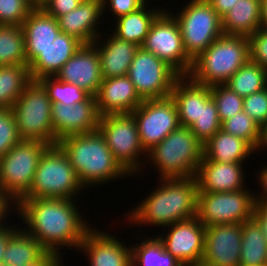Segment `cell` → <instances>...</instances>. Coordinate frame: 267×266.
<instances>
[{
	"mask_svg": "<svg viewBox=\"0 0 267 266\" xmlns=\"http://www.w3.org/2000/svg\"><path fill=\"white\" fill-rule=\"evenodd\" d=\"M98 130L118 163L129 173L140 169L139 155L143 149L137 123L132 113L109 114L100 117Z\"/></svg>",
	"mask_w": 267,
	"mask_h": 266,
	"instance_id": "30bf717a",
	"label": "cell"
},
{
	"mask_svg": "<svg viewBox=\"0 0 267 266\" xmlns=\"http://www.w3.org/2000/svg\"><path fill=\"white\" fill-rule=\"evenodd\" d=\"M131 264L134 266H183L171 253H168L157 238L146 240L131 247Z\"/></svg>",
	"mask_w": 267,
	"mask_h": 266,
	"instance_id": "e575fe53",
	"label": "cell"
},
{
	"mask_svg": "<svg viewBox=\"0 0 267 266\" xmlns=\"http://www.w3.org/2000/svg\"><path fill=\"white\" fill-rule=\"evenodd\" d=\"M26 58L29 65L61 32L57 19L43 8H33L23 21Z\"/></svg>",
	"mask_w": 267,
	"mask_h": 266,
	"instance_id": "cb8c5ba5",
	"label": "cell"
},
{
	"mask_svg": "<svg viewBox=\"0 0 267 266\" xmlns=\"http://www.w3.org/2000/svg\"><path fill=\"white\" fill-rule=\"evenodd\" d=\"M83 0H49L43 7V9L55 17L67 14L76 9Z\"/></svg>",
	"mask_w": 267,
	"mask_h": 266,
	"instance_id": "ee69618b",
	"label": "cell"
},
{
	"mask_svg": "<svg viewBox=\"0 0 267 266\" xmlns=\"http://www.w3.org/2000/svg\"><path fill=\"white\" fill-rule=\"evenodd\" d=\"M241 164L243 163H221L202 159L195 174L198 192H232L244 189Z\"/></svg>",
	"mask_w": 267,
	"mask_h": 266,
	"instance_id": "ffe728a7",
	"label": "cell"
},
{
	"mask_svg": "<svg viewBox=\"0 0 267 266\" xmlns=\"http://www.w3.org/2000/svg\"><path fill=\"white\" fill-rule=\"evenodd\" d=\"M49 0H28L33 8H43Z\"/></svg>",
	"mask_w": 267,
	"mask_h": 266,
	"instance_id": "11a10c76",
	"label": "cell"
},
{
	"mask_svg": "<svg viewBox=\"0 0 267 266\" xmlns=\"http://www.w3.org/2000/svg\"><path fill=\"white\" fill-rule=\"evenodd\" d=\"M83 45L75 37L60 32L51 44L28 65L31 80L55 76Z\"/></svg>",
	"mask_w": 267,
	"mask_h": 266,
	"instance_id": "603a6c76",
	"label": "cell"
},
{
	"mask_svg": "<svg viewBox=\"0 0 267 266\" xmlns=\"http://www.w3.org/2000/svg\"><path fill=\"white\" fill-rule=\"evenodd\" d=\"M57 145L67 155L83 186L129 176L115 159L99 130L64 137Z\"/></svg>",
	"mask_w": 267,
	"mask_h": 266,
	"instance_id": "3957f363",
	"label": "cell"
},
{
	"mask_svg": "<svg viewBox=\"0 0 267 266\" xmlns=\"http://www.w3.org/2000/svg\"><path fill=\"white\" fill-rule=\"evenodd\" d=\"M9 203L10 202L0 192V224L4 222L2 219L4 220V216H6L7 211H10Z\"/></svg>",
	"mask_w": 267,
	"mask_h": 266,
	"instance_id": "816d5d0a",
	"label": "cell"
},
{
	"mask_svg": "<svg viewBox=\"0 0 267 266\" xmlns=\"http://www.w3.org/2000/svg\"><path fill=\"white\" fill-rule=\"evenodd\" d=\"M253 151L256 150L247 141L220 129L203 145L202 159L221 163H242Z\"/></svg>",
	"mask_w": 267,
	"mask_h": 266,
	"instance_id": "4316f807",
	"label": "cell"
},
{
	"mask_svg": "<svg viewBox=\"0 0 267 266\" xmlns=\"http://www.w3.org/2000/svg\"><path fill=\"white\" fill-rule=\"evenodd\" d=\"M242 224L205 227L201 266H240Z\"/></svg>",
	"mask_w": 267,
	"mask_h": 266,
	"instance_id": "2e32d148",
	"label": "cell"
},
{
	"mask_svg": "<svg viewBox=\"0 0 267 266\" xmlns=\"http://www.w3.org/2000/svg\"><path fill=\"white\" fill-rule=\"evenodd\" d=\"M141 47L166 62L180 76H188L193 60L187 55L179 25L164 10L155 18Z\"/></svg>",
	"mask_w": 267,
	"mask_h": 266,
	"instance_id": "8fae6325",
	"label": "cell"
},
{
	"mask_svg": "<svg viewBox=\"0 0 267 266\" xmlns=\"http://www.w3.org/2000/svg\"><path fill=\"white\" fill-rule=\"evenodd\" d=\"M32 9L28 0H0V25L22 26Z\"/></svg>",
	"mask_w": 267,
	"mask_h": 266,
	"instance_id": "ab89813d",
	"label": "cell"
},
{
	"mask_svg": "<svg viewBox=\"0 0 267 266\" xmlns=\"http://www.w3.org/2000/svg\"><path fill=\"white\" fill-rule=\"evenodd\" d=\"M262 170H261V172H259L260 173L259 174L260 175L259 180H260L261 186L263 188V190H262L263 194H262V196L260 194L261 198L255 197V200H261V201L267 202V166L264 169L262 168Z\"/></svg>",
	"mask_w": 267,
	"mask_h": 266,
	"instance_id": "f907efd6",
	"label": "cell"
},
{
	"mask_svg": "<svg viewBox=\"0 0 267 266\" xmlns=\"http://www.w3.org/2000/svg\"><path fill=\"white\" fill-rule=\"evenodd\" d=\"M145 7L146 4L136 11L119 17L113 34L119 39L141 47L153 21L162 12V10L157 11L155 9L154 11H151V9L147 11Z\"/></svg>",
	"mask_w": 267,
	"mask_h": 266,
	"instance_id": "f546056e",
	"label": "cell"
},
{
	"mask_svg": "<svg viewBox=\"0 0 267 266\" xmlns=\"http://www.w3.org/2000/svg\"><path fill=\"white\" fill-rule=\"evenodd\" d=\"M83 188L67 155L51 145L40 157L31 189L23 198L72 199Z\"/></svg>",
	"mask_w": 267,
	"mask_h": 266,
	"instance_id": "8992f818",
	"label": "cell"
},
{
	"mask_svg": "<svg viewBox=\"0 0 267 266\" xmlns=\"http://www.w3.org/2000/svg\"><path fill=\"white\" fill-rule=\"evenodd\" d=\"M31 81L28 65L0 66V109H11Z\"/></svg>",
	"mask_w": 267,
	"mask_h": 266,
	"instance_id": "4dcf8cb0",
	"label": "cell"
},
{
	"mask_svg": "<svg viewBox=\"0 0 267 266\" xmlns=\"http://www.w3.org/2000/svg\"><path fill=\"white\" fill-rule=\"evenodd\" d=\"M95 99L101 116L131 113L143 102L127 75L102 79Z\"/></svg>",
	"mask_w": 267,
	"mask_h": 266,
	"instance_id": "d6986e66",
	"label": "cell"
},
{
	"mask_svg": "<svg viewBox=\"0 0 267 266\" xmlns=\"http://www.w3.org/2000/svg\"><path fill=\"white\" fill-rule=\"evenodd\" d=\"M103 12L102 0H83L76 9L59 16L57 22L61 32L83 44H92L99 38L96 24Z\"/></svg>",
	"mask_w": 267,
	"mask_h": 266,
	"instance_id": "7402d4cb",
	"label": "cell"
},
{
	"mask_svg": "<svg viewBox=\"0 0 267 266\" xmlns=\"http://www.w3.org/2000/svg\"><path fill=\"white\" fill-rule=\"evenodd\" d=\"M186 79L189 80L185 82ZM170 96L176 104L180 126L190 127L200 117L201 103L211 96L210 86L195 83L188 76H180Z\"/></svg>",
	"mask_w": 267,
	"mask_h": 266,
	"instance_id": "d4e9b609",
	"label": "cell"
},
{
	"mask_svg": "<svg viewBox=\"0 0 267 266\" xmlns=\"http://www.w3.org/2000/svg\"><path fill=\"white\" fill-rule=\"evenodd\" d=\"M55 78V79H54ZM46 90L52 104L71 105L85 101L90 94L77 85L46 76L37 80Z\"/></svg>",
	"mask_w": 267,
	"mask_h": 266,
	"instance_id": "d590c367",
	"label": "cell"
},
{
	"mask_svg": "<svg viewBox=\"0 0 267 266\" xmlns=\"http://www.w3.org/2000/svg\"><path fill=\"white\" fill-rule=\"evenodd\" d=\"M221 129L247 141L255 150L261 139V127L244 111L238 112L221 123Z\"/></svg>",
	"mask_w": 267,
	"mask_h": 266,
	"instance_id": "8d00e7d4",
	"label": "cell"
},
{
	"mask_svg": "<svg viewBox=\"0 0 267 266\" xmlns=\"http://www.w3.org/2000/svg\"><path fill=\"white\" fill-rule=\"evenodd\" d=\"M221 20L225 35L249 38L261 27L260 0H238Z\"/></svg>",
	"mask_w": 267,
	"mask_h": 266,
	"instance_id": "83f0119b",
	"label": "cell"
},
{
	"mask_svg": "<svg viewBox=\"0 0 267 266\" xmlns=\"http://www.w3.org/2000/svg\"><path fill=\"white\" fill-rule=\"evenodd\" d=\"M15 206L29 226L26 232L57 257L59 246L79 247L90 229L72 199L21 198Z\"/></svg>",
	"mask_w": 267,
	"mask_h": 266,
	"instance_id": "6da1fadb",
	"label": "cell"
},
{
	"mask_svg": "<svg viewBox=\"0 0 267 266\" xmlns=\"http://www.w3.org/2000/svg\"><path fill=\"white\" fill-rule=\"evenodd\" d=\"M240 266H243V265H240ZM251 266H267V265H251Z\"/></svg>",
	"mask_w": 267,
	"mask_h": 266,
	"instance_id": "6f0895ef",
	"label": "cell"
},
{
	"mask_svg": "<svg viewBox=\"0 0 267 266\" xmlns=\"http://www.w3.org/2000/svg\"><path fill=\"white\" fill-rule=\"evenodd\" d=\"M9 227H4L3 224H0V264L3 263V255L7 248L9 237L16 230Z\"/></svg>",
	"mask_w": 267,
	"mask_h": 266,
	"instance_id": "c3c4849f",
	"label": "cell"
},
{
	"mask_svg": "<svg viewBox=\"0 0 267 266\" xmlns=\"http://www.w3.org/2000/svg\"><path fill=\"white\" fill-rule=\"evenodd\" d=\"M250 60L267 70V29L259 28L249 37Z\"/></svg>",
	"mask_w": 267,
	"mask_h": 266,
	"instance_id": "7bdbcfd3",
	"label": "cell"
},
{
	"mask_svg": "<svg viewBox=\"0 0 267 266\" xmlns=\"http://www.w3.org/2000/svg\"><path fill=\"white\" fill-rule=\"evenodd\" d=\"M252 217L260 225L263 236L267 242V202L255 200Z\"/></svg>",
	"mask_w": 267,
	"mask_h": 266,
	"instance_id": "bcb514c9",
	"label": "cell"
},
{
	"mask_svg": "<svg viewBox=\"0 0 267 266\" xmlns=\"http://www.w3.org/2000/svg\"><path fill=\"white\" fill-rule=\"evenodd\" d=\"M225 85L242 98L250 96L267 87V70L249 59Z\"/></svg>",
	"mask_w": 267,
	"mask_h": 266,
	"instance_id": "d6a6232c",
	"label": "cell"
},
{
	"mask_svg": "<svg viewBox=\"0 0 267 266\" xmlns=\"http://www.w3.org/2000/svg\"><path fill=\"white\" fill-rule=\"evenodd\" d=\"M217 12L218 16L222 18L229 10L234 7L238 0H207Z\"/></svg>",
	"mask_w": 267,
	"mask_h": 266,
	"instance_id": "7dc6e473",
	"label": "cell"
},
{
	"mask_svg": "<svg viewBox=\"0 0 267 266\" xmlns=\"http://www.w3.org/2000/svg\"><path fill=\"white\" fill-rule=\"evenodd\" d=\"M176 19L187 55L196 59L219 36L222 20L207 0H192Z\"/></svg>",
	"mask_w": 267,
	"mask_h": 266,
	"instance_id": "9c48e42d",
	"label": "cell"
},
{
	"mask_svg": "<svg viewBox=\"0 0 267 266\" xmlns=\"http://www.w3.org/2000/svg\"><path fill=\"white\" fill-rule=\"evenodd\" d=\"M243 111L262 128L267 123V87L244 97Z\"/></svg>",
	"mask_w": 267,
	"mask_h": 266,
	"instance_id": "b9f144b4",
	"label": "cell"
},
{
	"mask_svg": "<svg viewBox=\"0 0 267 266\" xmlns=\"http://www.w3.org/2000/svg\"><path fill=\"white\" fill-rule=\"evenodd\" d=\"M255 196L248 191L198 192L197 217L205 226L242 224L252 218Z\"/></svg>",
	"mask_w": 267,
	"mask_h": 266,
	"instance_id": "7c38bea8",
	"label": "cell"
},
{
	"mask_svg": "<svg viewBox=\"0 0 267 266\" xmlns=\"http://www.w3.org/2000/svg\"><path fill=\"white\" fill-rule=\"evenodd\" d=\"M127 76L143 100L169 97L180 77L166 62L142 47L137 49Z\"/></svg>",
	"mask_w": 267,
	"mask_h": 266,
	"instance_id": "4fadbf2b",
	"label": "cell"
},
{
	"mask_svg": "<svg viewBox=\"0 0 267 266\" xmlns=\"http://www.w3.org/2000/svg\"><path fill=\"white\" fill-rule=\"evenodd\" d=\"M58 80L77 85L95 96L102 82L98 51L93 44H83L54 76Z\"/></svg>",
	"mask_w": 267,
	"mask_h": 266,
	"instance_id": "ac0fdd59",
	"label": "cell"
},
{
	"mask_svg": "<svg viewBox=\"0 0 267 266\" xmlns=\"http://www.w3.org/2000/svg\"><path fill=\"white\" fill-rule=\"evenodd\" d=\"M240 263L243 266L267 265V242L253 217L242 223Z\"/></svg>",
	"mask_w": 267,
	"mask_h": 266,
	"instance_id": "1f68e13d",
	"label": "cell"
},
{
	"mask_svg": "<svg viewBox=\"0 0 267 266\" xmlns=\"http://www.w3.org/2000/svg\"><path fill=\"white\" fill-rule=\"evenodd\" d=\"M103 1V9L107 5L106 0ZM110 8L113 11L114 15L119 18L121 16L127 15L133 11L141 8L146 0H109Z\"/></svg>",
	"mask_w": 267,
	"mask_h": 266,
	"instance_id": "f6af8a7d",
	"label": "cell"
},
{
	"mask_svg": "<svg viewBox=\"0 0 267 266\" xmlns=\"http://www.w3.org/2000/svg\"><path fill=\"white\" fill-rule=\"evenodd\" d=\"M60 257L53 253L47 252L38 262L26 266H61Z\"/></svg>",
	"mask_w": 267,
	"mask_h": 266,
	"instance_id": "681fc988",
	"label": "cell"
},
{
	"mask_svg": "<svg viewBox=\"0 0 267 266\" xmlns=\"http://www.w3.org/2000/svg\"><path fill=\"white\" fill-rule=\"evenodd\" d=\"M52 102L44 87L32 80L11 108L21 140L57 145L51 119Z\"/></svg>",
	"mask_w": 267,
	"mask_h": 266,
	"instance_id": "ba28073f",
	"label": "cell"
},
{
	"mask_svg": "<svg viewBox=\"0 0 267 266\" xmlns=\"http://www.w3.org/2000/svg\"><path fill=\"white\" fill-rule=\"evenodd\" d=\"M131 113L137 123L141 145L146 152L180 126L177 107L171 96L143 100Z\"/></svg>",
	"mask_w": 267,
	"mask_h": 266,
	"instance_id": "5bb4252c",
	"label": "cell"
},
{
	"mask_svg": "<svg viewBox=\"0 0 267 266\" xmlns=\"http://www.w3.org/2000/svg\"><path fill=\"white\" fill-rule=\"evenodd\" d=\"M20 140L11 109H0V157Z\"/></svg>",
	"mask_w": 267,
	"mask_h": 266,
	"instance_id": "60d3db41",
	"label": "cell"
},
{
	"mask_svg": "<svg viewBox=\"0 0 267 266\" xmlns=\"http://www.w3.org/2000/svg\"><path fill=\"white\" fill-rule=\"evenodd\" d=\"M17 229L9 237L3 263L10 266H26L38 262L47 251L26 230Z\"/></svg>",
	"mask_w": 267,
	"mask_h": 266,
	"instance_id": "f1b7e54d",
	"label": "cell"
},
{
	"mask_svg": "<svg viewBox=\"0 0 267 266\" xmlns=\"http://www.w3.org/2000/svg\"><path fill=\"white\" fill-rule=\"evenodd\" d=\"M264 146L267 147V123L261 128V139L258 149Z\"/></svg>",
	"mask_w": 267,
	"mask_h": 266,
	"instance_id": "db71d44e",
	"label": "cell"
},
{
	"mask_svg": "<svg viewBox=\"0 0 267 266\" xmlns=\"http://www.w3.org/2000/svg\"><path fill=\"white\" fill-rule=\"evenodd\" d=\"M249 59L248 37L223 34L193 60L188 77L205 86L225 84Z\"/></svg>",
	"mask_w": 267,
	"mask_h": 266,
	"instance_id": "277c9868",
	"label": "cell"
},
{
	"mask_svg": "<svg viewBox=\"0 0 267 266\" xmlns=\"http://www.w3.org/2000/svg\"><path fill=\"white\" fill-rule=\"evenodd\" d=\"M97 41H94L92 44L98 51L102 79L127 75L139 46L119 39L114 34L111 38L109 37V40H106V44L101 43L99 45Z\"/></svg>",
	"mask_w": 267,
	"mask_h": 266,
	"instance_id": "484cf974",
	"label": "cell"
},
{
	"mask_svg": "<svg viewBox=\"0 0 267 266\" xmlns=\"http://www.w3.org/2000/svg\"><path fill=\"white\" fill-rule=\"evenodd\" d=\"M110 234L89 229L80 248L89 255L91 266H130L131 248Z\"/></svg>",
	"mask_w": 267,
	"mask_h": 266,
	"instance_id": "44dd1931",
	"label": "cell"
},
{
	"mask_svg": "<svg viewBox=\"0 0 267 266\" xmlns=\"http://www.w3.org/2000/svg\"><path fill=\"white\" fill-rule=\"evenodd\" d=\"M27 65L25 35L22 26L0 25V66Z\"/></svg>",
	"mask_w": 267,
	"mask_h": 266,
	"instance_id": "836d02e7",
	"label": "cell"
},
{
	"mask_svg": "<svg viewBox=\"0 0 267 266\" xmlns=\"http://www.w3.org/2000/svg\"><path fill=\"white\" fill-rule=\"evenodd\" d=\"M0 266H10V265L1 263Z\"/></svg>",
	"mask_w": 267,
	"mask_h": 266,
	"instance_id": "9f6ffc18",
	"label": "cell"
},
{
	"mask_svg": "<svg viewBox=\"0 0 267 266\" xmlns=\"http://www.w3.org/2000/svg\"><path fill=\"white\" fill-rule=\"evenodd\" d=\"M189 128L203 145L221 129L218 110L211 96L201 103L200 117Z\"/></svg>",
	"mask_w": 267,
	"mask_h": 266,
	"instance_id": "74e56055",
	"label": "cell"
},
{
	"mask_svg": "<svg viewBox=\"0 0 267 266\" xmlns=\"http://www.w3.org/2000/svg\"><path fill=\"white\" fill-rule=\"evenodd\" d=\"M147 199L130 214L136 224L170 226L197 216L198 186L195 177L162 179Z\"/></svg>",
	"mask_w": 267,
	"mask_h": 266,
	"instance_id": "7a4b0ae2",
	"label": "cell"
},
{
	"mask_svg": "<svg viewBox=\"0 0 267 266\" xmlns=\"http://www.w3.org/2000/svg\"><path fill=\"white\" fill-rule=\"evenodd\" d=\"M210 92L216 104L221 123L234 114L243 111V98L225 84L210 86Z\"/></svg>",
	"mask_w": 267,
	"mask_h": 266,
	"instance_id": "f35d334b",
	"label": "cell"
},
{
	"mask_svg": "<svg viewBox=\"0 0 267 266\" xmlns=\"http://www.w3.org/2000/svg\"><path fill=\"white\" fill-rule=\"evenodd\" d=\"M162 179L195 177L203 144L189 127L179 126L147 152Z\"/></svg>",
	"mask_w": 267,
	"mask_h": 266,
	"instance_id": "5b68a950",
	"label": "cell"
},
{
	"mask_svg": "<svg viewBox=\"0 0 267 266\" xmlns=\"http://www.w3.org/2000/svg\"><path fill=\"white\" fill-rule=\"evenodd\" d=\"M170 232L159 236L165 250L171 253L183 266H198L204 254L205 226L195 216L171 224Z\"/></svg>",
	"mask_w": 267,
	"mask_h": 266,
	"instance_id": "9a60e30c",
	"label": "cell"
},
{
	"mask_svg": "<svg viewBox=\"0 0 267 266\" xmlns=\"http://www.w3.org/2000/svg\"><path fill=\"white\" fill-rule=\"evenodd\" d=\"M100 117L95 96L92 95L73 106L52 104L51 108L52 128L57 141L98 130Z\"/></svg>",
	"mask_w": 267,
	"mask_h": 266,
	"instance_id": "e0dca14e",
	"label": "cell"
},
{
	"mask_svg": "<svg viewBox=\"0 0 267 266\" xmlns=\"http://www.w3.org/2000/svg\"><path fill=\"white\" fill-rule=\"evenodd\" d=\"M50 145L37 140H20L0 157V192L16 203L31 189L40 157Z\"/></svg>",
	"mask_w": 267,
	"mask_h": 266,
	"instance_id": "52a82bcc",
	"label": "cell"
},
{
	"mask_svg": "<svg viewBox=\"0 0 267 266\" xmlns=\"http://www.w3.org/2000/svg\"><path fill=\"white\" fill-rule=\"evenodd\" d=\"M261 28L267 29V0H260Z\"/></svg>",
	"mask_w": 267,
	"mask_h": 266,
	"instance_id": "f5cc1de1",
	"label": "cell"
}]
</instances>
